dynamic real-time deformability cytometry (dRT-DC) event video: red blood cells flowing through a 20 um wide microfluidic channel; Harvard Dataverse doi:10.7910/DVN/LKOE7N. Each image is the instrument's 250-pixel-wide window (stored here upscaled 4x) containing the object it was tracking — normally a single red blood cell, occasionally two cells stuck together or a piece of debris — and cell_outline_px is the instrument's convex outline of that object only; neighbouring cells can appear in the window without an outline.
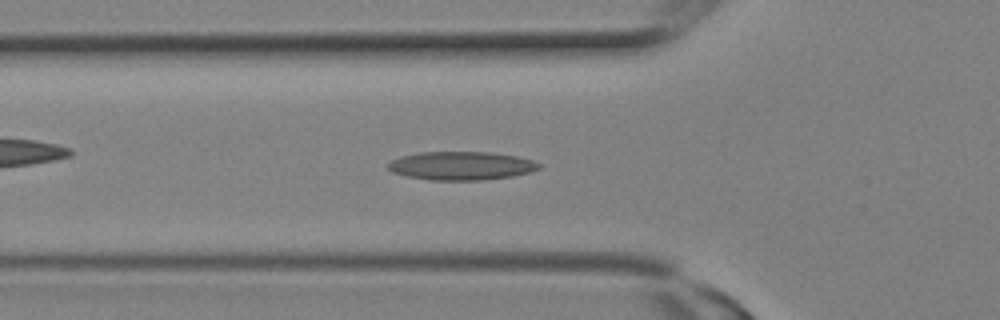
{"species": "Egyptian fruit bat (a non-hibernating species)", "species_latin": "Rousettus aegyptiacus", "temperature_condition": "room temperature", "stored_images_in_passage": 7, "camera_frame_rate_fps": 3000, "um_per_image_px": 0.085, "animal": {"sex": "female"}, "frame": {"image": 1, "passage_image": 5, "time_ms": 1.333, "image_size_px": [1000, 320], "cell_outline_px": [[540, 168], [532, 172], [512, 176], [484, 180], [428, 180], [408, 176], [392, 172], [388, 168], [388, 164], [392, 160], [400, 156], [420, 152], [492, 152], [516, 156], [532, 160], [540, 164]], "centroid_in_image_um": [39.22, 14.09], "position_along_channel_um": 86.6, "area_um2": 25.09}}
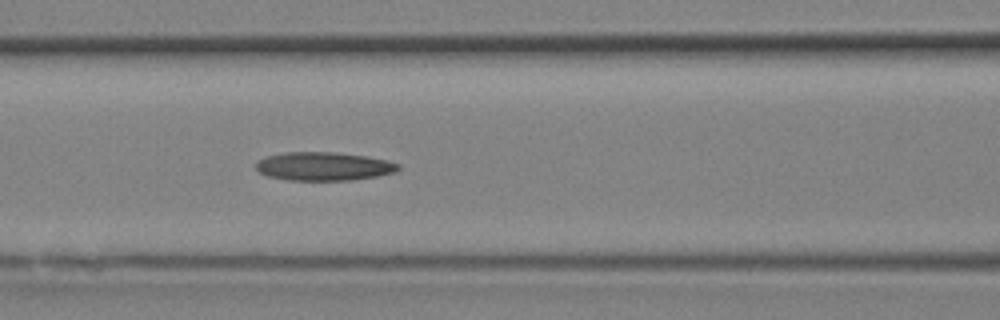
{"frame": {"image": 2, "passage_image": 7, "time_ms": 2.0, "image_size_px": [1000, 320], "cell_outline_px": [[400, 168], [396, 172], [376, 176], [352, 180], [288, 180], [268, 176], [260, 172], [256, 168], [256, 160], [264, 156], [284, 152], [336, 152], [368, 156], [388, 160], [400, 164]], "centroid_in_image_um": [27.52, 14.12], "position_along_channel_um": 139.1, "area_um2": 23.87}}